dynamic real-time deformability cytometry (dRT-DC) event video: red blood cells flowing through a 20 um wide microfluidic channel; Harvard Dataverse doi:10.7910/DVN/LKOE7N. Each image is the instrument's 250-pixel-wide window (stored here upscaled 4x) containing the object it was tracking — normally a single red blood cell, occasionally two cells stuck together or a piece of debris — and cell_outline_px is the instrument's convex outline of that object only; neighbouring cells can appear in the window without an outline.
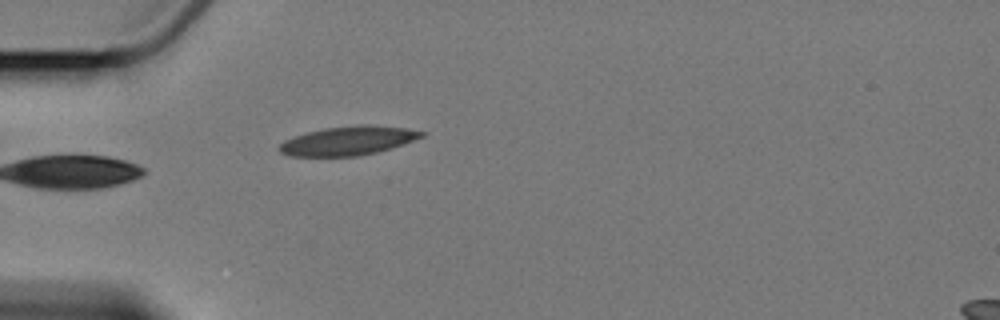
{"species": "Egyptian fruit bat (a non-hibernating species)", "species_latin": "Rousettus aegyptiacus", "temperature_condition": "cold", "stored_images_in_passage": 6, "camera_frame_rate_fps": 3000, "um_per_image_px": 0.085, "animal": {"sex": "female"}, "frame": {"image": 1, "passage_image": 6, "time_ms": 6.0, "image_size_px": [1000, 320], "cell_outline_px": [[424, 136], [392, 148], [360, 156], [288, 156], [280, 152], [276, 148], [284, 140], [292, 136], [324, 128], [356, 124], [372, 124], [404, 128], [424, 132]], "centroid_in_image_um": [29.54, 11.96], "position_along_channel_um": 55.5, "area_um2": 24.16}}